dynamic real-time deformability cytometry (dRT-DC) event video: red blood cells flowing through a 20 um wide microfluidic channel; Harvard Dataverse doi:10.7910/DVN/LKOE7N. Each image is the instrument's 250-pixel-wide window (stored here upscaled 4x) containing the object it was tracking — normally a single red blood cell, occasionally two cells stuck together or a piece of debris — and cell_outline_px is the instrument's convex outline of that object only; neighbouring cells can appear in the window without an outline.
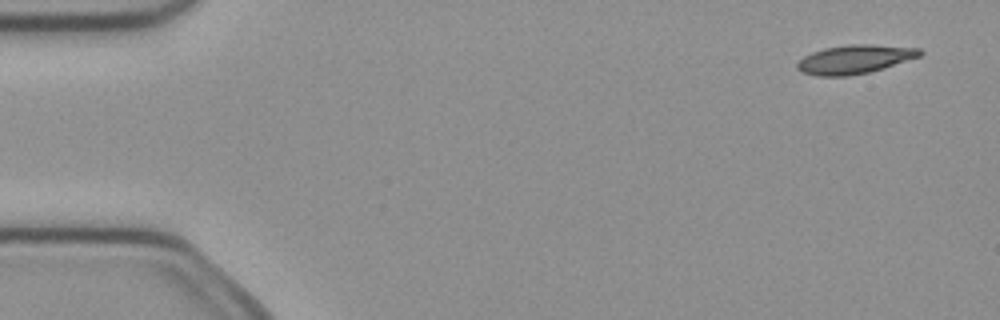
{"species": "common noctule bat (a hibernating species)", "species_latin": "Nyctalus noctula", "temperature_condition": "cold", "stored_images_in_passage": 4, "camera_frame_rate_fps": 3000, "um_per_image_px": 0.085, "animal": {"sex": "female", "body_mass_g": 21.9}, "frame": {"image": 1, "passage_image": 1, "time_ms": 0.0, "image_size_px": [1000, 320], "cell_outline_px": [[924, 52], [920, 56], [884, 68], [868, 72], [848, 76], [816, 76], [804, 72], [796, 68], [796, 64], [804, 56], [812, 52], [824, 48], [852, 44], [872, 44], [920, 48]], "centroid_in_image_um": [72.66, 5.03], "position_along_channel_um": 12.3, "area_um2": 20.52}}
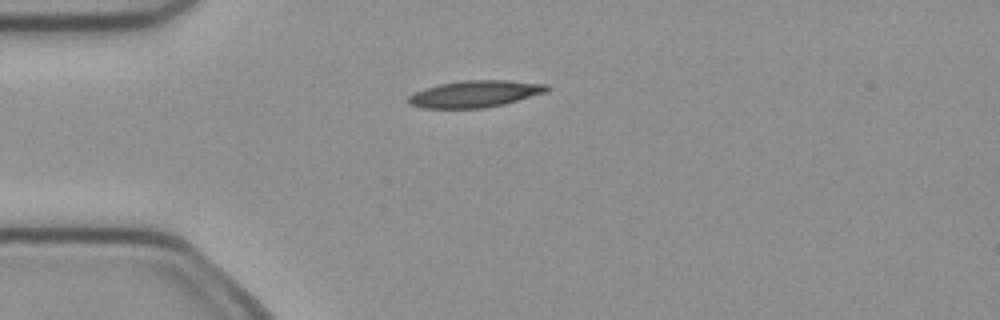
{"frame": {"image": 2, "passage_image": 4, "time_ms": 1.0, "image_size_px": [1000, 320], "cell_outline_px": [[552, 88], [548, 92], [504, 104], [484, 108], [420, 108], [408, 104], [408, 96], [424, 88], [440, 84], [460, 80], [508, 80], [548, 84]], "centroid_in_image_um": [40.41, 7.97], "position_along_channel_um": 44.6, "area_um2": 21.85}}